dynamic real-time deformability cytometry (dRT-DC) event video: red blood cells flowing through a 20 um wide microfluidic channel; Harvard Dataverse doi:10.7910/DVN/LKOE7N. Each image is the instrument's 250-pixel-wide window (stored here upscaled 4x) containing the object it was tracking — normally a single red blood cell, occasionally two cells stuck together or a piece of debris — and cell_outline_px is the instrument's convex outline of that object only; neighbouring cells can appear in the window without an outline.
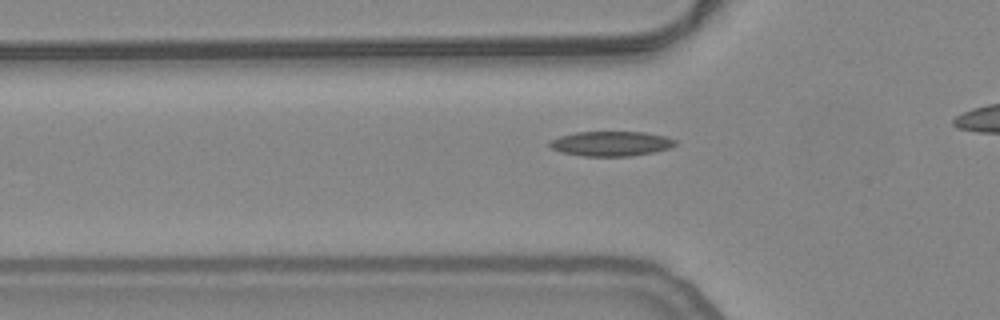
{"species": "common noctule bat (a hibernating species)", "species_latin": "Nyctalus noctula", "temperature_condition": "warm", "stored_images_in_passage": 38, "camera_frame_rate_fps": 3000, "um_per_image_px": 0.085, "animal": {"sex": "female", "body_mass_g": 24.6, "forearm_length_mm": 56.2}, "frame": {"image": 1, "passage_image": 11, "time_ms": 3.333, "image_size_px": [1000, 320], "cell_outline_px": [[676, 144], [668, 148], [652, 152], [632, 156], [584, 156], [560, 152], [552, 148], [548, 144], [552, 140], [560, 136], [576, 132], [644, 132], [664, 136], [676, 140]], "centroid_in_image_um": [51.92, 12.21], "position_along_channel_um": 73.9, "area_um2": 17.98}}
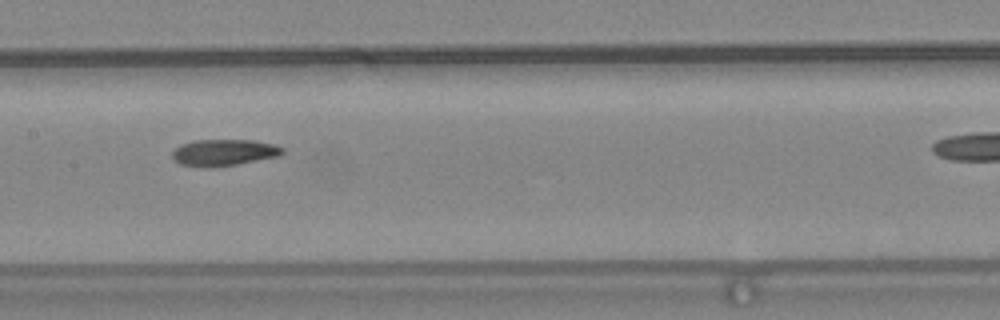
{"frame": {"image": 2, "passage_image": 20, "time_ms": 6.333, "image_size_px": [1000, 320], "cell_outline_px": [[284, 152], [280, 156], [236, 164], [212, 168], [204, 168], [180, 164], [172, 160], [172, 152], [180, 144], [196, 140], [252, 140], [272, 144], [284, 148]], "centroid_in_image_um": [18.99, 12.97], "position_along_channel_um": 188.4, "area_um2": 17.17}}
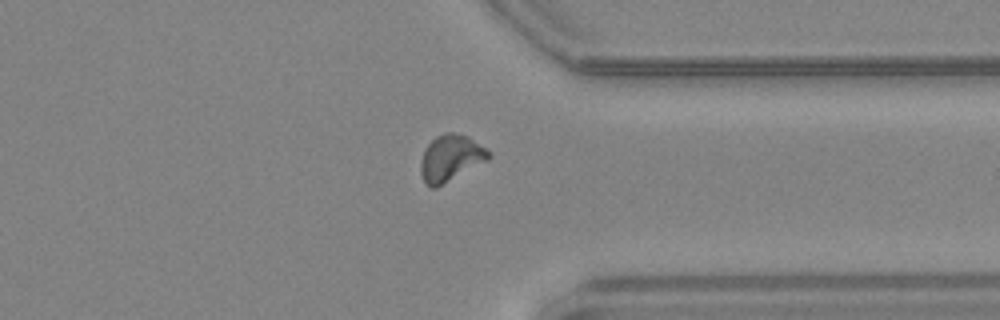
{"frame": {"image": 3, "passage_image": 35, "time_ms": 11.333, "image_size_px": [1000, 320], "cell_outline_px": [[492, 156], [488, 160], [436, 188], [432, 188], [424, 180], [420, 172], [420, 164], [424, 148], [436, 136], [444, 132], [452, 132], [468, 136], [484, 148]], "centroid_in_image_um": [38.28, 13.43], "position_along_channel_um": 373.1, "area_um2": 18.21}}